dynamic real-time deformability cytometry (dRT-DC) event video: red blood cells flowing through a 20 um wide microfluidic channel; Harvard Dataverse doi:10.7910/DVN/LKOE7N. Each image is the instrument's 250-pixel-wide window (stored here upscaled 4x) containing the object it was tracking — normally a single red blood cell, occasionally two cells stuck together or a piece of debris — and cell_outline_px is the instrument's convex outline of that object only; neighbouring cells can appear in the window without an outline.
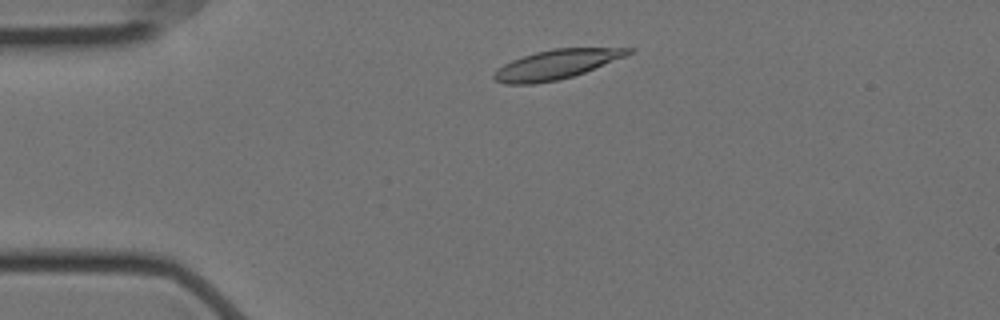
{"species": "Egyptian fruit bat (a non-hibernating species)", "species_latin": "Rousettus aegyptiacus", "temperature_condition": "cold", "stored_images_in_passage": 17, "camera_frame_rate_fps": 3000, "um_per_image_px": 0.085, "animal": {"sex": "female"}, "frame": {"image": 1, "passage_image": 6, "time_ms": 1.667, "image_size_px": [1000, 320], "cell_outline_px": [[632, 52], [624, 56], [584, 72], [572, 76], [556, 80], [532, 84], [504, 84], [496, 80], [492, 76], [504, 64], [512, 60], [536, 52], [556, 48], [632, 48]], "centroid_in_image_um": [47.25, 5.48], "position_along_channel_um": 37.8, "area_um2": 22.31}}
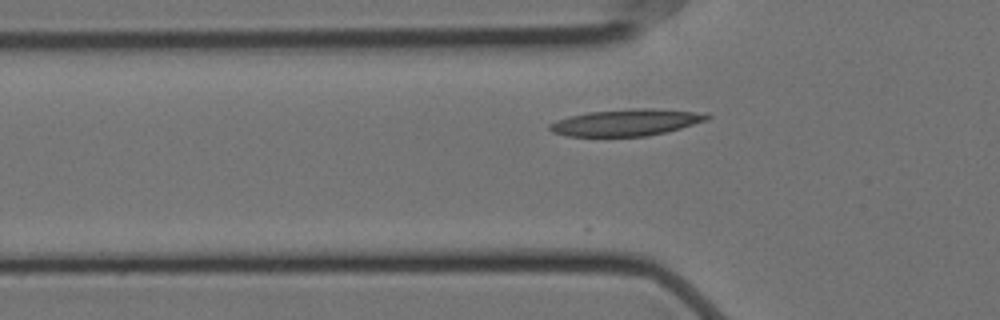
{"frame": {"image": 2, "passage_image": 12, "time_ms": 3.667, "image_size_px": [1000, 320], "cell_outline_px": [[712, 116], [708, 120], [680, 128], [648, 136], [568, 136], [552, 132], [548, 128], [548, 124], [556, 120], [568, 116], [588, 112], [636, 108], [648, 108], [696, 112]], "centroid_in_image_um": [53.18, 10.41], "position_along_channel_um": 72.6, "area_um2": 24.28}}
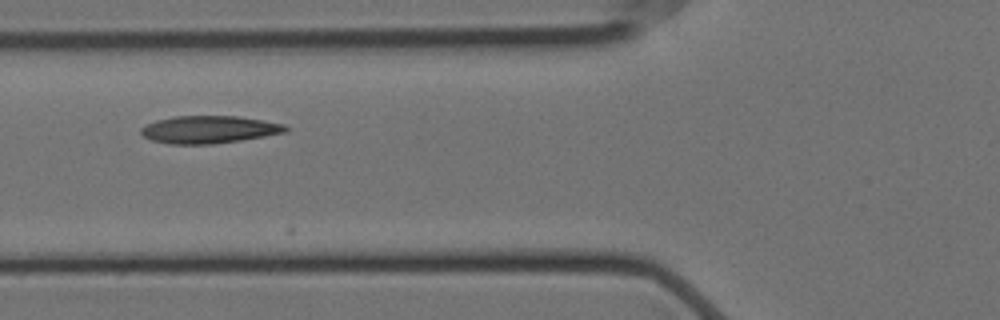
{"frame": {"image": 3, "passage_image": 15, "time_ms": 4.667, "image_size_px": [1000, 320], "cell_outline_px": [[292, 128], [288, 132], [240, 140], [212, 144], [168, 144], [152, 140], [144, 136], [140, 132], [140, 128], [156, 120], [172, 116], [240, 116], [284, 124]], "centroid_in_image_um": [17.8, 11.0], "position_along_channel_um": 108.0, "area_um2": 23.29}}